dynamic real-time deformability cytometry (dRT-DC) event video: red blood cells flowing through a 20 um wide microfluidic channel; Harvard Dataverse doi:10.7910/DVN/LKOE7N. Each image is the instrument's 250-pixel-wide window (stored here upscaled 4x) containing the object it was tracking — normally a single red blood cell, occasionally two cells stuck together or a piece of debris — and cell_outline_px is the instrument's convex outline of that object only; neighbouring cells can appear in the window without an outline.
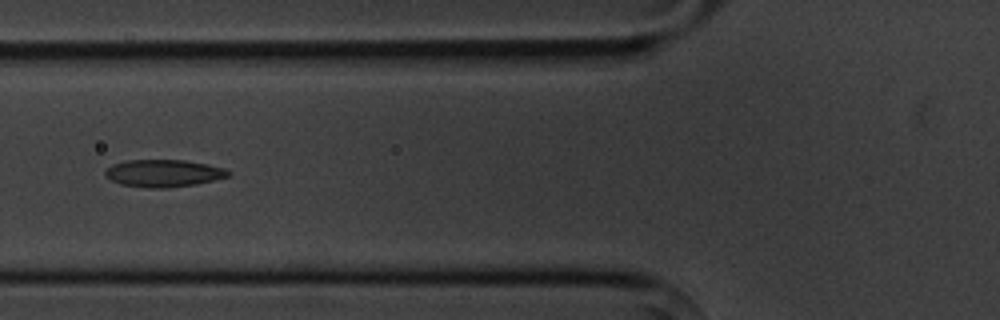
{"species": "common noctule bat (a hibernating species)", "species_latin": "Nyctalus noctula", "temperature_condition": "cold", "stored_images_in_passage": 6, "camera_frame_rate_fps": 3000, "um_per_image_px": 0.085, "animal": {"sex": "male", "body_mass_g": 20.1, "forearm_length_mm": 53.5}, "frame": {"image": 1, "passage_image": 6, "time_ms": 6.667, "image_size_px": [1000, 320], "cell_outline_px": [[232, 172], [228, 176], [196, 184], [168, 188], [148, 188], [120, 184], [104, 176], [104, 172], [112, 164], [128, 160], [184, 160], [208, 164], [224, 168]], "centroid_in_image_um": [13.89, 14.72], "position_along_channel_um": 111.9, "area_um2": 19.59}}